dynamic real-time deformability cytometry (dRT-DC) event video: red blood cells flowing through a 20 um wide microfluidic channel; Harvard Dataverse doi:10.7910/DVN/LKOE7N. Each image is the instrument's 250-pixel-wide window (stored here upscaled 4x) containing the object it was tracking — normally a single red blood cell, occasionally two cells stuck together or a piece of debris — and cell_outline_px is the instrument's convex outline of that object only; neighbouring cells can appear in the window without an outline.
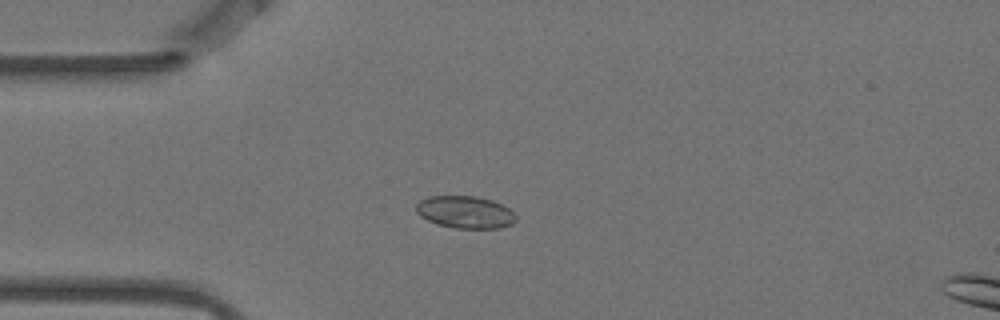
{"species": "Egyptian fruit bat (a non-hibernating species)", "species_latin": "Rousettus aegyptiacus", "temperature_condition": "warm", "stored_images_in_passage": 5, "camera_frame_rate_fps": 3000, "um_per_image_px": 0.085, "animal": {"sex": "female"}, "frame": {"image": 1, "passage_image": 4, "time_ms": 1.0, "image_size_px": [1000, 320], "cell_outline_px": [[516, 220], [512, 224], [500, 228], [456, 228], [436, 224], [420, 216], [416, 212], [416, 204], [420, 200], [428, 196], [476, 196], [492, 200], [508, 208], [516, 216]], "centroid_in_image_um": [39.52, 18.03], "position_along_channel_um": 45.5, "area_um2": 18.79}}
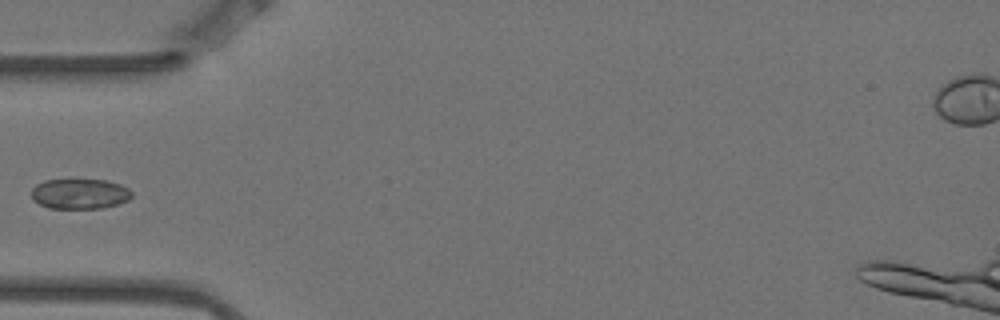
{"frame": {"image": 2, "passage_image": 5, "time_ms": 1.333, "image_size_px": [1000, 320], "cell_outline_px": [[132, 196], [128, 200], [120, 204], [100, 208], [48, 208], [32, 200], [32, 188], [36, 184], [44, 180], [108, 180], [120, 184], [128, 188], [132, 192]], "centroid_in_image_um": [6.79, 16.47], "position_along_channel_um": 78.2, "area_um2": 17.74}}